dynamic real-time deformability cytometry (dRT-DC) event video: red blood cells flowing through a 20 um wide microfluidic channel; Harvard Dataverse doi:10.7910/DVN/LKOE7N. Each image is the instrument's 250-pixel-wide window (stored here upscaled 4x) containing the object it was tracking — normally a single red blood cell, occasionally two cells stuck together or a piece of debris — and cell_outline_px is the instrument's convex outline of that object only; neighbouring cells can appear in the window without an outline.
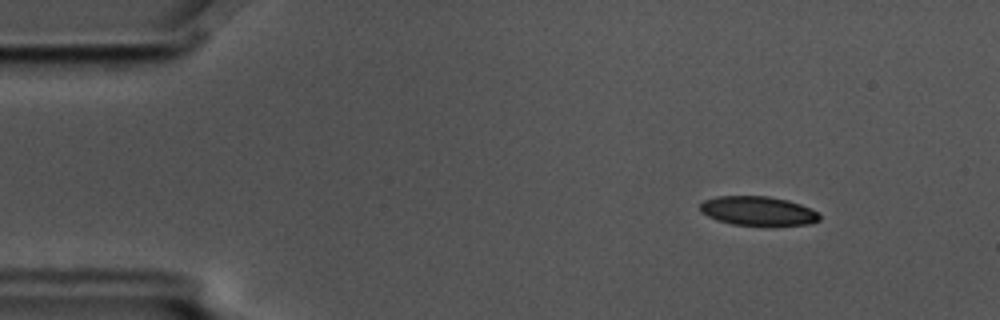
{"species": "common noctule bat (a hibernating species)", "species_latin": "Nyctalus noctula", "temperature_condition": "cold", "stored_images_in_passage": 9, "camera_frame_rate_fps": 3000, "um_per_image_px": 0.085, "animal": {"sex": "male", "body_mass_g": 17.5, "forearm_length_mm": 52.3}, "frame": {"image": 1, "passage_image": 1, "time_ms": 0.0, "image_size_px": [1000, 320], "cell_outline_px": [[820, 220], [808, 224], [772, 228], [768, 228], [732, 224], [716, 220], [700, 212], [700, 204], [704, 200], [716, 196], [768, 196], [788, 200], [800, 204], [816, 212], [820, 216]], "centroid_in_image_um": [64.43, 17.97], "position_along_channel_um": 20.6, "area_um2": 21.04}}
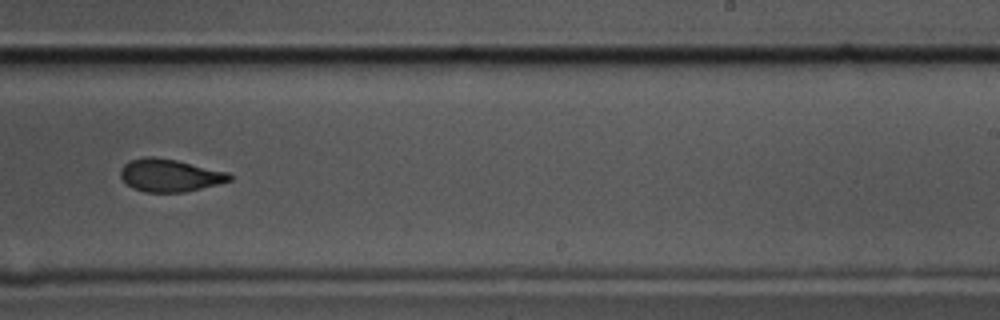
{"frame": {"image": 2, "passage_image": 9, "time_ms": 2.667, "image_size_px": [1000, 320], "cell_outline_px": [[232, 180], [184, 192], [144, 192], [132, 188], [120, 176], [120, 168], [128, 160], [144, 156], [152, 156], [176, 160], [228, 172], [232, 176]], "centroid_in_image_um": [14.38, 14.89], "position_along_channel_um": 274.6, "area_um2": 20.69}}